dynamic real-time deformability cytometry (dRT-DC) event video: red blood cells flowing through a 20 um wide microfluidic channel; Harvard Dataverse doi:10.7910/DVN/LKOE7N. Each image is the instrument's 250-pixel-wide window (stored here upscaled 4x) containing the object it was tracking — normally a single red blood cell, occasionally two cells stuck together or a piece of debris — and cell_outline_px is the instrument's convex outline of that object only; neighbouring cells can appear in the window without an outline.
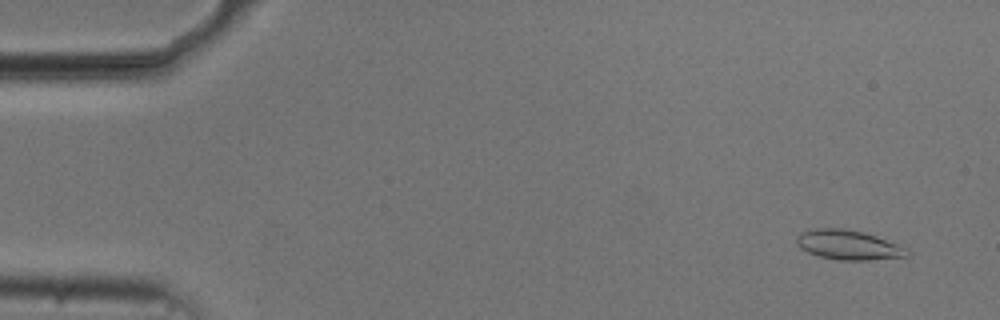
{"species": "common noctule bat (a hibernating species)", "species_latin": "Nyctalus noctula", "temperature_condition": "cold", "stored_images_in_passage": 55, "camera_frame_rate_fps": 3000, "um_per_image_px": 0.085, "animal": {"sex": "male", "body_mass_g": 20.5, "forearm_length_mm": 52.5}, "frame": {"image": 1, "passage_image": 4, "time_ms": 1.0, "image_size_px": [1000, 320], "cell_outline_px": [[912, 252], [908, 256], [868, 260], [836, 260], [820, 256], [808, 252], [800, 248], [796, 244], [796, 236], [812, 228], [840, 228], [864, 232], [876, 236], [908, 248]], "centroid_in_image_um": [72.12, 20.82], "position_along_channel_um": 12.9, "area_um2": 19.13}}
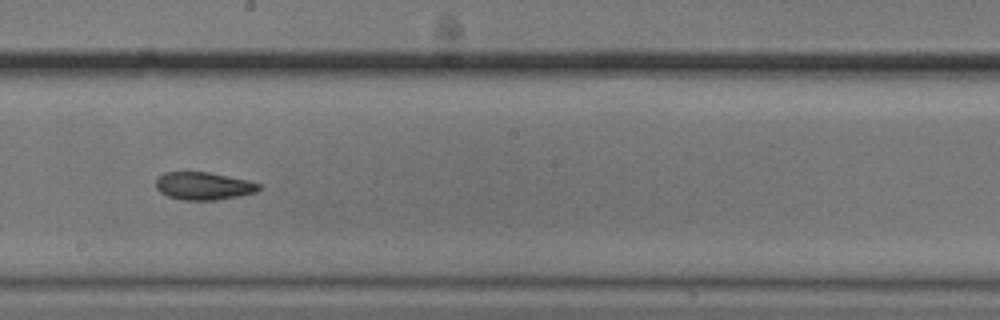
{"frame": {"image": 2, "passage_image": 31, "time_ms": 10.0, "image_size_px": [1000, 320], "cell_outline_px": [[264, 184], [256, 192], [216, 200], [180, 200], [168, 196], [160, 192], [156, 188], [156, 180], [164, 172], [208, 172], [248, 180]], "centroid_in_image_um": [17.31, 15.8], "position_along_channel_um": 230.9, "area_um2": 16.65}}
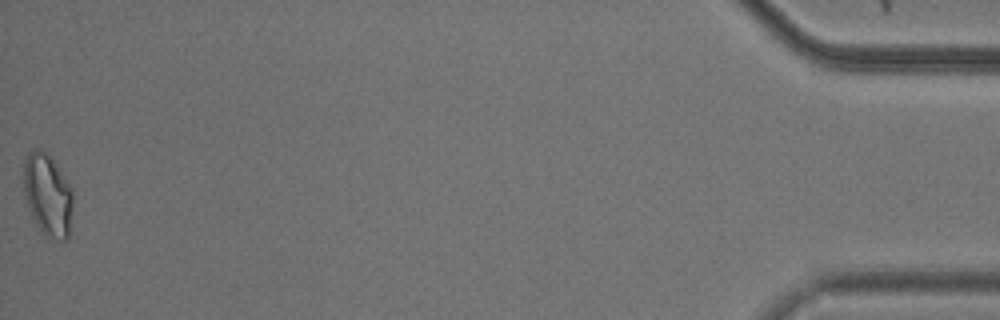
{"frame": {"image": 3, "passage_image": 55, "time_ms": 18.0, "image_size_px": [1000, 320], "cell_outline_px": [[72, 208], [68, 240], [60, 240], [44, 236], [36, 224], [28, 208], [24, 196], [24, 156], [32, 148], [36, 148], [44, 152], [52, 160], [72, 188]], "centroid_in_image_um": [4.03, 16.59], "position_along_channel_um": 431.2, "area_um2": 23.58}, "authors_computed_cell_mechanics": {"area_um2": 17.629, "velocity_mm_per_s": 3.7115, "shape_relaxation_time_tau1_ms": 4.7023, "shape_relaxation_time_tau2_ms": 1.84, "deformation_change_tau1": 0.1306, "deformation_change_tau2": 0.076}}